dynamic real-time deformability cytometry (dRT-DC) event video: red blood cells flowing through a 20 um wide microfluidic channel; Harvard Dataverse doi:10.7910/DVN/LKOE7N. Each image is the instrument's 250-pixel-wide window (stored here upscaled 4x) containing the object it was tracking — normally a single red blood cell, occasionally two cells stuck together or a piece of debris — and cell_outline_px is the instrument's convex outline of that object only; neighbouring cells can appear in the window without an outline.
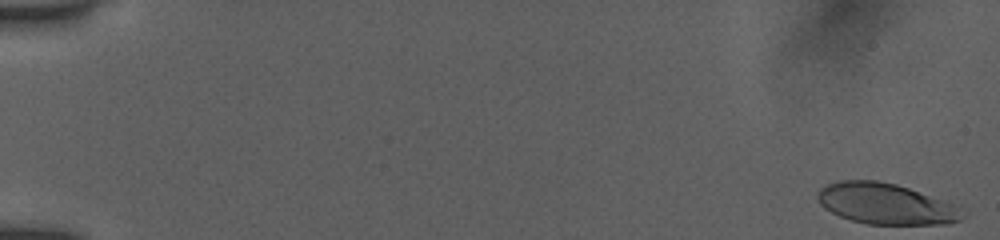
{"species": "human", "species_latin": "Homo sapiens", "temperature_condition": "room temperature", "stored_images_in_passage": 9, "camera_frame_rate_fps": 3000, "um_per_image_px": 0.085, "donor": {"sex": "female"}, "frame": {"image": 1, "passage_image": 1, "time_ms": 0.0, "image_size_px": [1000, 240], "cell_outline_px": [[968, 212], [960, 220], [948, 224], [868, 224], [852, 220], [840, 216], [824, 208], [820, 204], [816, 196], [816, 192], [820, 188], [836, 180], [876, 180], [896, 184], [960, 204]], "centroid_in_image_um": [75.37, 17.32], "position_along_channel_um": 9.6, "area_um2": 35.2}}
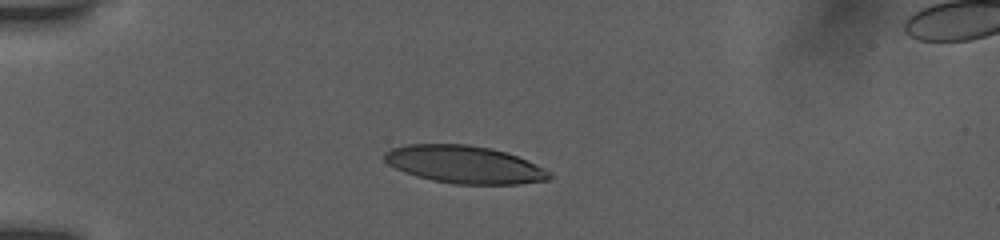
{"frame": {"image": 2, "passage_image": 8, "time_ms": 2.333, "image_size_px": [1000, 240], "cell_outline_px": [[552, 176], [548, 180], [520, 184], [456, 184], [432, 180], [416, 176], [404, 172], [388, 164], [384, 160], [384, 152], [392, 148], [408, 144], [468, 144], [492, 148], [508, 152], [528, 160], [552, 172]], "centroid_in_image_um": [39.51, 13.98], "position_along_channel_um": 45.5, "area_um2": 36.41}}